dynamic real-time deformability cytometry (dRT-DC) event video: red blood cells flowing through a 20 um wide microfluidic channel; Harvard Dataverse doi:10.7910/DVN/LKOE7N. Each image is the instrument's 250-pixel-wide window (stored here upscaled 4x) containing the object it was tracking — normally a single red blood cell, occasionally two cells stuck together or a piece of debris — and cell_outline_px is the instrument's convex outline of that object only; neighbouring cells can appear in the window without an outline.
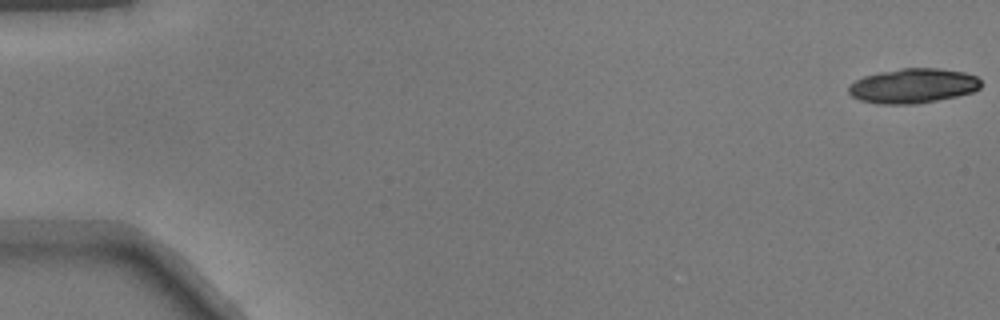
{"species": "common noctule bat (a hibernating species)", "species_latin": "Nyctalus noctula", "temperature_condition": "warm", "stored_images_in_passage": 19, "camera_frame_rate_fps": 3000, "um_per_image_px": 0.085, "animal": {"sex": "male", "body_mass_g": 17.9}, "frame": {"image": 1, "passage_image": 1, "time_ms": 0.0, "image_size_px": [1000, 320], "cell_outline_px": [[980, 88], [972, 92], [956, 96], [916, 104], [880, 104], [860, 100], [852, 96], [848, 92], [848, 88], [856, 80], [864, 76], [880, 72], [900, 68], [940, 68], [964, 72], [976, 76], [980, 80]], "centroid_in_image_um": [77.61, 7.29], "position_along_channel_um": 7.4, "area_um2": 26.65}}
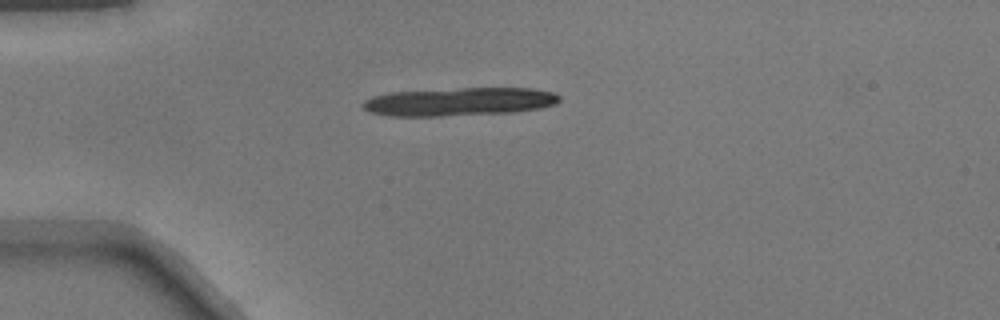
{"frame": {"image": 2, "passage_image": 14, "time_ms": 4.333, "image_size_px": [1000, 320], "cell_outline_px": [[560, 100], [556, 104], [540, 108], [512, 112], [440, 116], [388, 116], [368, 112], [360, 104], [364, 100], [372, 96], [392, 92], [460, 88], [532, 88], [556, 92], [560, 96]], "centroid_in_image_um": [39.03, 8.64], "position_along_channel_um": 46.0, "area_um2": 32.54}}